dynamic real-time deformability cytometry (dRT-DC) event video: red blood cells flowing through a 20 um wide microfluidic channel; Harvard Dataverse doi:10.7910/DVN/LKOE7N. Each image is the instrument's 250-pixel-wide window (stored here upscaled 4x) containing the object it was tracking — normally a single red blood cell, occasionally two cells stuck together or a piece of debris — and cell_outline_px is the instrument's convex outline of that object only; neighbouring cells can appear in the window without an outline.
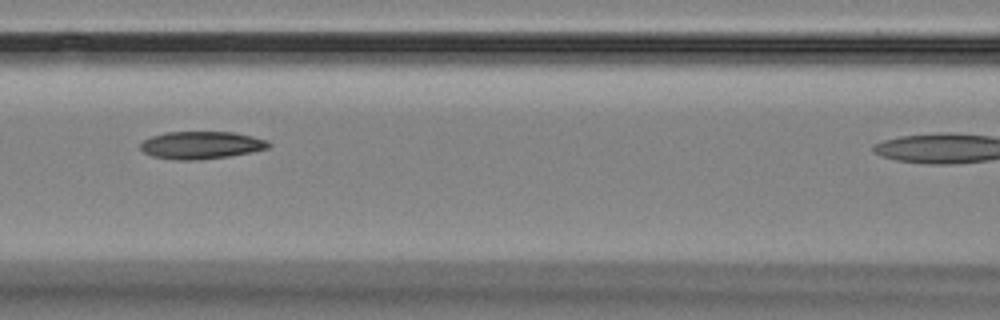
{"species": "Egyptian fruit bat (a non-hibernating species)", "species_latin": "Rousettus aegyptiacus", "temperature_condition": "room temperature", "stored_images_in_passage": 5, "camera_frame_rate_fps": 3000, "um_per_image_px": 0.085, "animal": {"sex": "female"}, "frame": {"image": 1, "passage_image": 4, "time_ms": 4.333, "image_size_px": [1000, 320], "cell_outline_px": [[272, 144], [268, 148], [252, 152], [228, 156], [196, 160], [176, 160], [152, 156], [144, 152], [140, 148], [140, 144], [144, 140], [152, 136], [164, 132], [232, 132], [252, 136], [264, 140]], "centroid_in_image_um": [17.08, 12.34], "position_along_channel_um": 149.5, "area_um2": 20.46}}